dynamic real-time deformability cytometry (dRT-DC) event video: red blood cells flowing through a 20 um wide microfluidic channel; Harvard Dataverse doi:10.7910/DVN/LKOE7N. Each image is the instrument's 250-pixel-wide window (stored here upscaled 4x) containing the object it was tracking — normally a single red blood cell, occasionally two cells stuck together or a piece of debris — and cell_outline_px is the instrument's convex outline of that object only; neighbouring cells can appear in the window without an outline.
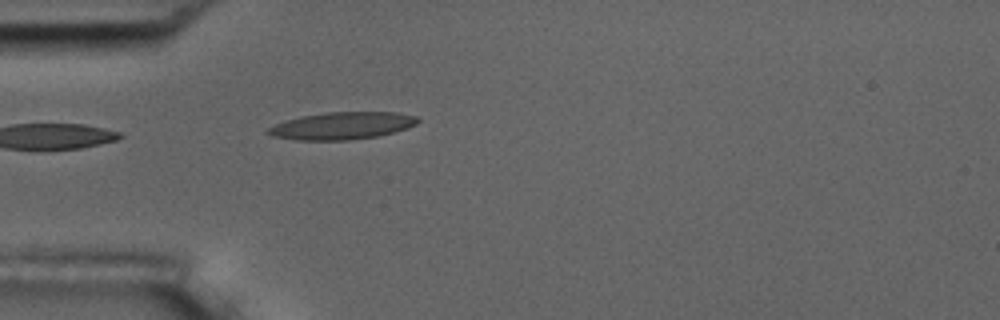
{"species": "common noctule bat (a hibernating species)", "species_latin": "Nyctalus noctula", "temperature_condition": "room temperature", "stored_images_in_passage": 5, "camera_frame_rate_fps": 3000, "um_per_image_px": 0.085, "animal": {"sex": "male", "body_mass_g": 17.5, "forearm_length_mm": 52.3}, "frame": {"image": 1, "passage_image": 5, "time_ms": 4.333, "image_size_px": [1000, 320], "cell_outline_px": [[420, 120], [416, 124], [408, 128], [376, 136], [348, 140], [296, 140], [272, 136], [264, 132], [268, 128], [276, 124], [300, 116], [328, 112], [396, 112], [416, 116]], "centroid_in_image_um": [29.06, 10.68], "position_along_channel_um": 55.9, "area_um2": 23.7}}